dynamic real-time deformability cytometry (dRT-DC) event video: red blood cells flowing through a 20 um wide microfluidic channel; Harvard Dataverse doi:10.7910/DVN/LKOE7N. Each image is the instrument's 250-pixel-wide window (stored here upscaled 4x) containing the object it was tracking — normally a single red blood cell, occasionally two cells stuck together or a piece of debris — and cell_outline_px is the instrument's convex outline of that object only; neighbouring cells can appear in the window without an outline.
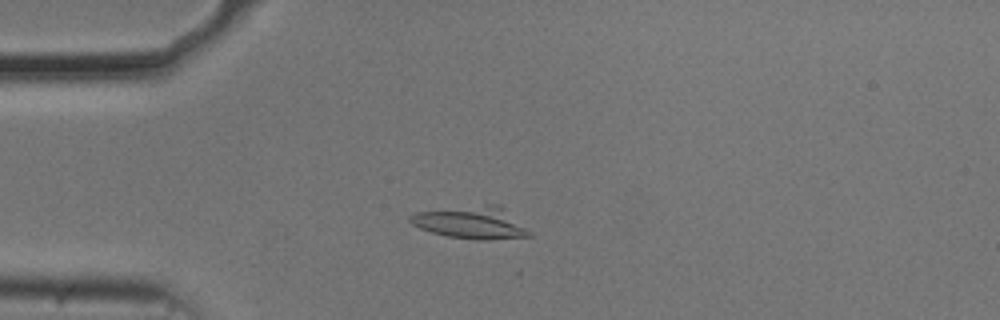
{"species": "common noctule bat (a hibernating species)", "species_latin": "Nyctalus noctula", "temperature_condition": "cold", "stored_images_in_passage": 36, "camera_frame_rate_fps": 3000, "um_per_image_px": 0.085, "animal": {"sex": "male", "body_mass_g": 20.5, "forearm_length_mm": 52.5}, "frame": {"image": 1, "passage_image": 13, "time_ms": 4.0, "image_size_px": [1000, 320], "cell_outline_px": [[532, 236], [484, 240], [480, 240], [448, 236], [432, 232], [420, 228], [412, 224], [408, 220], [408, 216], [416, 212], [484, 204], [500, 204], [532, 232]], "centroid_in_image_um": [40.09, 18.91], "position_along_channel_um": 44.9, "area_um2": 22.43}}
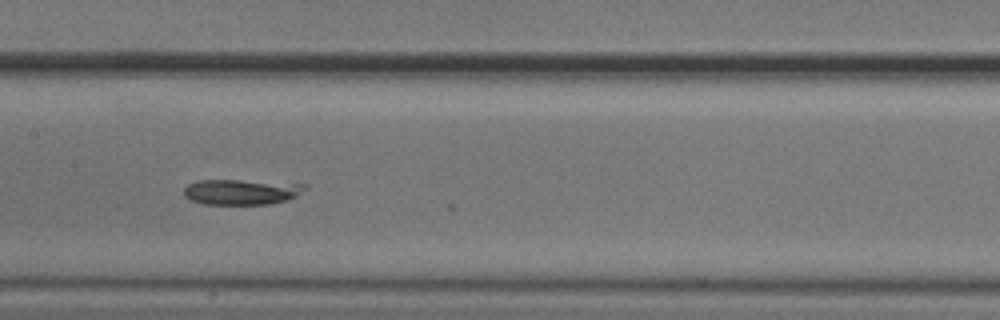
{"frame": {"image": 2, "passage_image": 26, "time_ms": 8.333, "image_size_px": [1000, 320], "cell_outline_px": [[308, 188], [296, 196], [288, 200], [268, 204], [204, 204], [192, 200], [184, 196], [184, 188], [188, 184], [196, 180], [240, 180], [308, 184]], "centroid_in_image_um": [20.54, 16.3], "position_along_channel_um": 186.9, "area_um2": 18.03}}
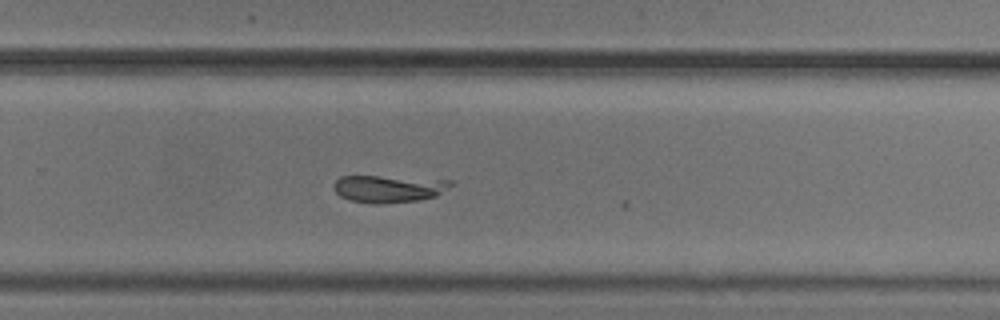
{"frame": {"image": 3, "passage_image": 35, "time_ms": 11.333, "image_size_px": [1000, 320], "cell_outline_px": [[452, 184], [436, 196], [420, 200], [380, 204], [372, 204], [348, 200], [340, 196], [332, 188], [332, 184], [340, 176], [380, 176], [452, 180]], "centroid_in_image_um": [32.98, 16.04], "position_along_channel_um": 296.8, "area_um2": 18.73}}